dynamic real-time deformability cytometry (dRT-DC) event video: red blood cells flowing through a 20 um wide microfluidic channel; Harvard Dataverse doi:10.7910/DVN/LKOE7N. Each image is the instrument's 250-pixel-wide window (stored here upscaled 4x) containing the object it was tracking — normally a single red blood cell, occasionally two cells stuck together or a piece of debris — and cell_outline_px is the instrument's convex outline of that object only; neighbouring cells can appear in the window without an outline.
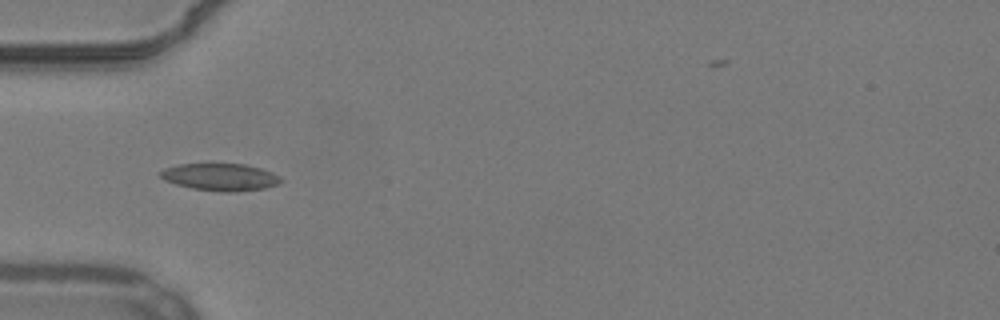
{"species": "common noctule bat (a hibernating species)", "species_latin": "Nyctalus noctula", "temperature_condition": "warm", "stored_images_in_passage": 37, "camera_frame_rate_fps": 3000, "um_per_image_px": 0.085, "animal": {"sex": "male", "body_mass_g": 19.2, "forearm_length_mm": 51.8}, "frame": {"image": 1, "passage_image": 3, "time_ms": 0.667, "image_size_px": [1000, 320], "cell_outline_px": [[284, 180], [280, 184], [264, 188], [236, 192], [220, 192], [192, 188], [176, 184], [164, 180], [160, 176], [160, 172], [164, 168], [180, 164], [212, 160], [244, 164], [260, 168], [272, 172], [280, 176]], "centroid_in_image_um": [18.73, 15.0], "position_along_channel_um": 66.3, "area_um2": 20.11}}
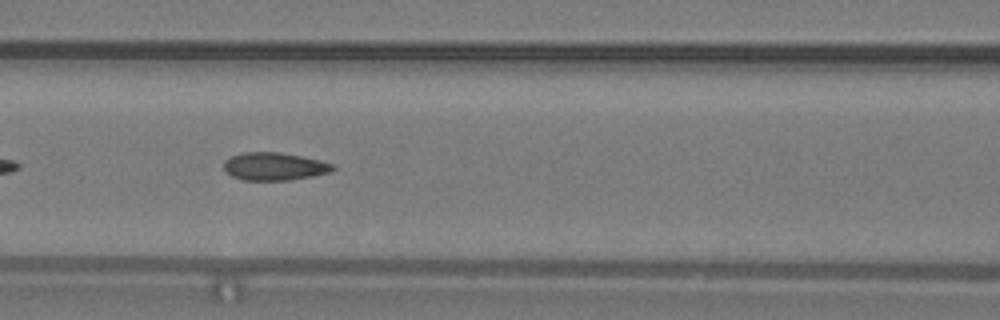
{"frame": {"image": 2, "passage_image": 9, "time_ms": 2.667, "image_size_px": [1000, 320], "cell_outline_px": [[336, 168], [328, 172], [312, 176], [288, 180], [244, 180], [232, 176], [224, 168], [224, 160], [232, 156], [244, 152], [280, 152], [320, 160], [332, 164]], "centroid_in_image_um": [23.3, 14.14], "position_along_channel_um": 143.3, "area_um2": 17.46}}
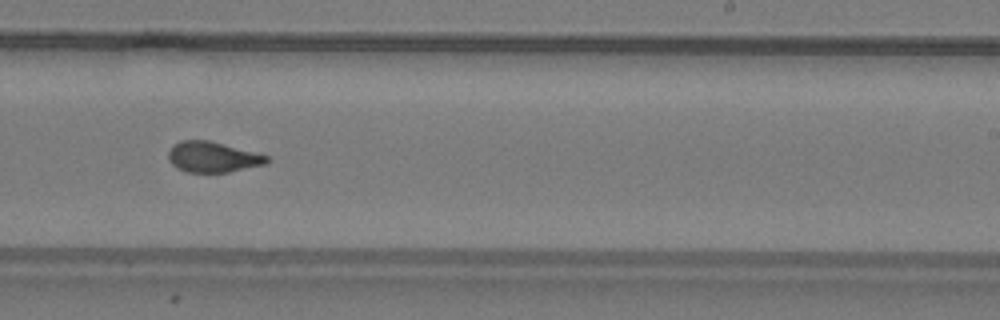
{"frame": {"image": 3, "passage_image": 19, "time_ms": 6.0, "image_size_px": [1000, 320], "cell_outline_px": [[272, 160], [264, 164], [228, 172], [188, 172], [176, 168], [168, 160], [168, 152], [172, 144], [180, 140], [208, 140], [268, 156]], "centroid_in_image_um": [18.03, 13.34], "position_along_channel_um": 271.0, "area_um2": 17.46}}